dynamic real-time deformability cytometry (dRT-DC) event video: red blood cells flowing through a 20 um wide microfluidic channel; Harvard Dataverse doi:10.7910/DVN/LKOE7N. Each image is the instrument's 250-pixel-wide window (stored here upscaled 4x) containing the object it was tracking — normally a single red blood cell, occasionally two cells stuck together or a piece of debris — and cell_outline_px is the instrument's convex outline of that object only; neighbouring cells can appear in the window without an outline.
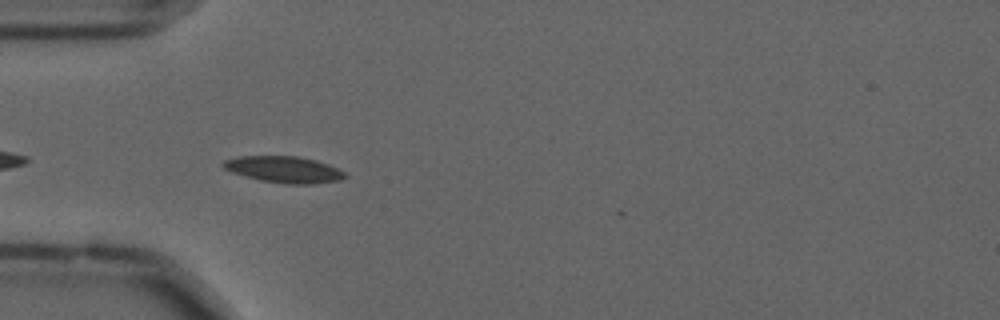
{"species": "common noctule bat (a hibernating species)", "species_latin": "Nyctalus noctula", "temperature_condition": "cold", "stored_images_in_passage": 11, "camera_frame_rate_fps": 3000, "um_per_image_px": 0.085, "animal": {"sex": "male", "forearm_length_mm": 52.5}, "frame": {"image": 1, "passage_image": 4, "time_ms": 1.0, "image_size_px": [1000, 320], "cell_outline_px": [[348, 176], [340, 180], [312, 184], [284, 184], [260, 180], [244, 176], [232, 172], [224, 168], [220, 164], [224, 160], [236, 156], [296, 156], [316, 160], [328, 164], [344, 172]], "centroid_in_image_um": [24.11, 14.4], "position_along_channel_um": 60.9, "area_um2": 18.84}}